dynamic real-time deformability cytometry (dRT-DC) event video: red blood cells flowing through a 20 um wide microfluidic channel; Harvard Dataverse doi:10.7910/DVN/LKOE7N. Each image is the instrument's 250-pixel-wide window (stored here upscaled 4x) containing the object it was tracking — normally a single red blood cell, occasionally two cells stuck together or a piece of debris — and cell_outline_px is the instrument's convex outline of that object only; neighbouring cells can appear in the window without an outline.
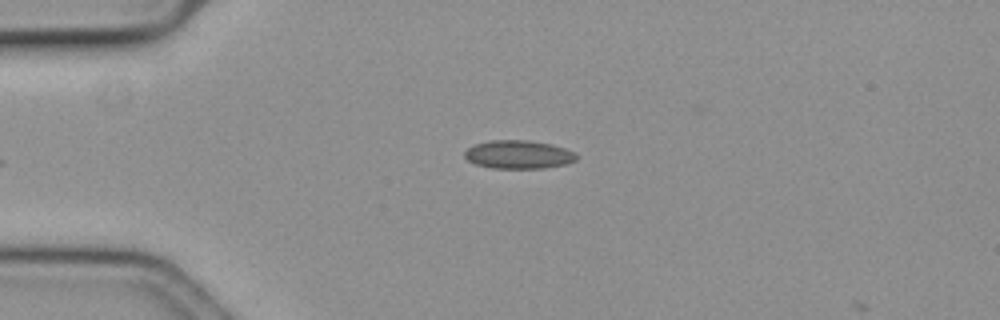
{"species": "common noctule bat (a hibernating species)", "species_latin": "Nyctalus noctula", "temperature_condition": "cold", "stored_images_in_passage": 2, "camera_frame_rate_fps": 3000, "um_per_image_px": 0.085, "animal": {"sex": "female", "body_mass_g": 19.3, "forearm_length_mm": 54.1}, "frame": {"image": 1, "passage_image": 1, "time_ms": 0.0, "image_size_px": [1000, 320], "cell_outline_px": [[576, 160], [564, 164], [544, 168], [492, 168], [476, 164], [468, 160], [464, 156], [464, 152], [468, 148], [476, 144], [488, 140], [528, 140], [552, 144], [564, 148], [572, 152], [576, 156]], "centroid_in_image_um": [44.04, 13.13], "position_along_channel_um": 41.0, "area_um2": 18.32}}